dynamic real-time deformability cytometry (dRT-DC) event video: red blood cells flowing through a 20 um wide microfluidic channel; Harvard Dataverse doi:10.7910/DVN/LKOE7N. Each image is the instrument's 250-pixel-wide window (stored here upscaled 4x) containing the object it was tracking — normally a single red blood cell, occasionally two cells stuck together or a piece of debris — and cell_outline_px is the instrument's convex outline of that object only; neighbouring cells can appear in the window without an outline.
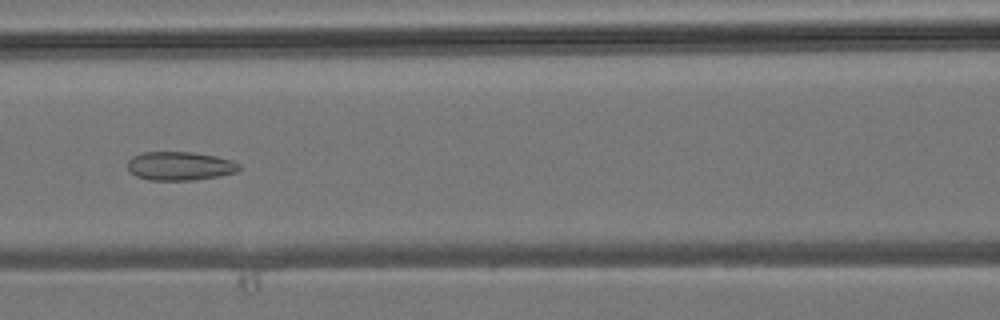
{"species": "common noctule bat (a hibernating species)", "species_latin": "Nyctalus noctula", "temperature_condition": "room temperature", "stored_images_in_passage": 42, "camera_frame_rate_fps": 3000, "um_per_image_px": 0.085, "animal": {"sex": "male", "body_mass_g": 19.2, "forearm_length_mm": 51.8}, "frame": {"image": 1, "passage_image": 18, "time_ms": 5.667, "image_size_px": [1000, 320], "cell_outline_px": [[240, 168], [236, 172], [220, 176], [192, 180], [148, 180], [136, 176], [128, 168], [128, 160], [132, 156], [144, 152], [192, 152], [216, 156], [232, 160], [240, 164]], "centroid_in_image_um": [15.3, 14.11], "position_along_channel_um": 151.3, "area_um2": 18.67}}
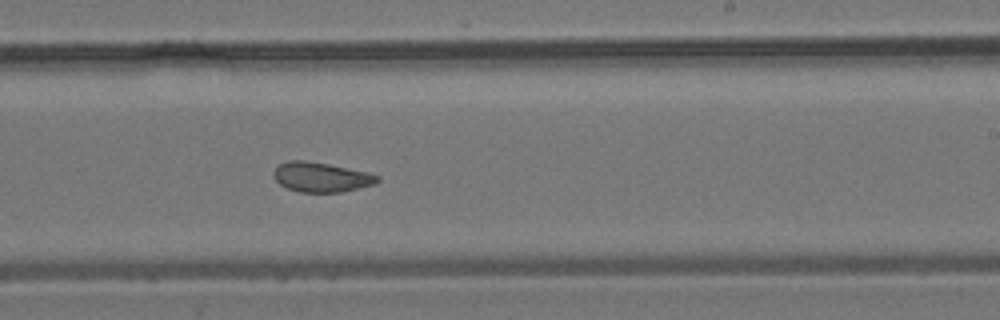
{"frame": {"image": 2, "passage_image": 25, "time_ms": 8.0, "image_size_px": [1000, 320], "cell_outline_px": [[380, 180], [376, 184], [340, 192], [300, 192], [288, 188], [280, 184], [272, 176], [272, 172], [280, 164], [288, 160], [304, 160], [328, 164], [368, 172], [380, 176]], "centroid_in_image_um": [27.3, 15.05], "position_along_channel_um": 261.7, "area_um2": 17.98}}
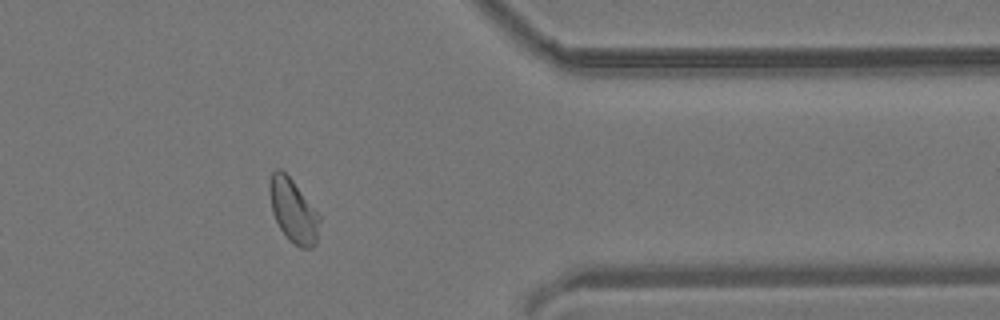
{"frame": {"image": 3, "passage_image": 34, "time_ms": 11.0, "image_size_px": [1000, 320], "cell_outline_px": [[320, 220], [316, 244], [312, 248], [300, 248], [288, 240], [280, 228], [272, 212], [268, 188], [268, 184], [272, 172], [276, 168], [280, 168], [292, 180], [320, 216]], "centroid_in_image_um": [24.9, 17.92], "position_along_channel_um": 386.5, "area_um2": 18.44}}